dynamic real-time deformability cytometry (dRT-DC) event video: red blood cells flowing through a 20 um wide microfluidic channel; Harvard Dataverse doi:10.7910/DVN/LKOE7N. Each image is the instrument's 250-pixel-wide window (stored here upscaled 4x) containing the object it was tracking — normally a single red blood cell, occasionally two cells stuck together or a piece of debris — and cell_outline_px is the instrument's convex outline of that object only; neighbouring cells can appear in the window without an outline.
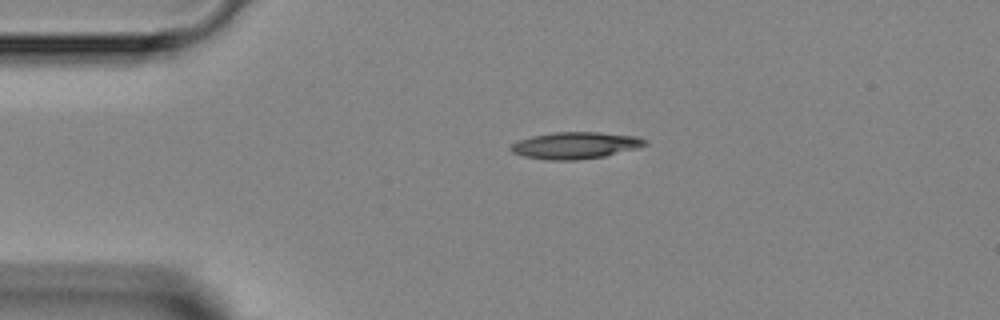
{"species": "Egyptian fruit bat (a non-hibernating species)", "species_latin": "Rousettus aegyptiacus", "temperature_condition": "room temperature", "stored_images_in_passage": 2, "camera_frame_rate_fps": 3000, "um_per_image_px": 0.085, "animal": {"sex": "female"}, "frame": {"image": 1, "passage_image": 1, "time_ms": 0.0, "image_size_px": [1000, 320], "cell_outline_px": [[648, 144], [640, 148], [604, 156], [576, 160], [548, 160], [524, 156], [512, 152], [508, 148], [512, 144], [520, 140], [532, 136], [556, 132], [596, 132], [636, 136], [648, 140]], "centroid_in_image_um": [48.94, 12.36], "position_along_channel_um": 36.1, "area_um2": 20.92}}